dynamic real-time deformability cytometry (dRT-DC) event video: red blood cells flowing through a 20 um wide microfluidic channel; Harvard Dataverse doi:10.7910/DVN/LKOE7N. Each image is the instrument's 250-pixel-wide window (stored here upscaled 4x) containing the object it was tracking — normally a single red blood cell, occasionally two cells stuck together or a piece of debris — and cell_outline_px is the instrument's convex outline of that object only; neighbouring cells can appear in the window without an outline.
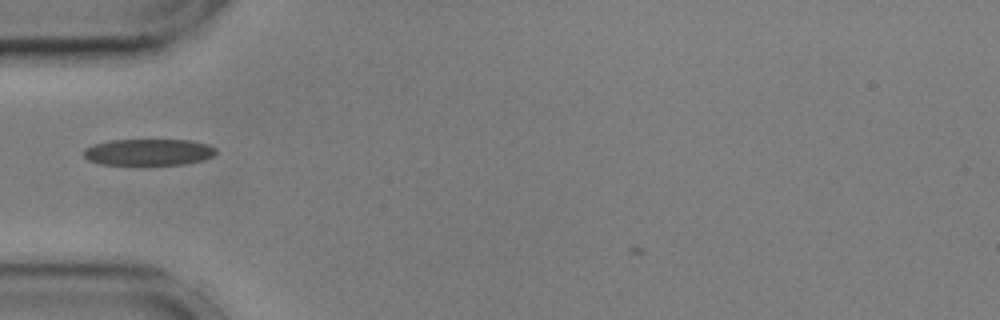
{"species": "common noctule bat (a hibernating species)", "species_latin": "Nyctalus noctula", "temperature_condition": "cold", "stored_images_in_passage": 37, "camera_frame_rate_fps": 3000, "um_per_image_px": 0.085, "animal": {"sex": "male", "body_mass_g": 17.9, "forearm_length_mm": 54.2}, "frame": {"image": 1, "passage_image": 5, "time_ms": 1.333, "image_size_px": [1000, 320], "cell_outline_px": [[216, 152], [212, 156], [204, 160], [184, 164], [100, 164], [88, 160], [84, 156], [84, 148], [92, 144], [112, 140], [188, 140], [208, 144], [216, 148]], "centroid_in_image_um": [12.62, 12.92], "position_along_channel_um": 72.4, "area_um2": 20.35}}
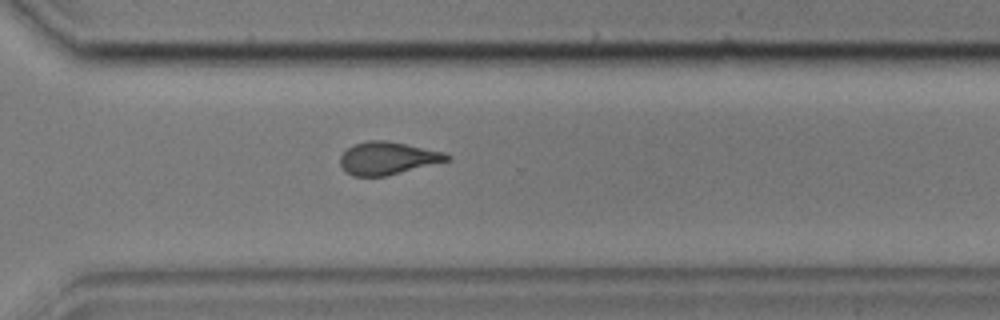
{"frame": {"image": 2, "passage_image": 27, "time_ms": 8.667, "image_size_px": [1000, 320], "cell_outline_px": [[452, 160], [384, 176], [352, 176], [340, 164], [340, 156], [352, 144], [368, 140], [384, 140], [408, 144], [444, 152], [452, 156]], "centroid_in_image_um": [32.98, 13.43], "position_along_channel_um": 337.6, "area_um2": 20.35}}
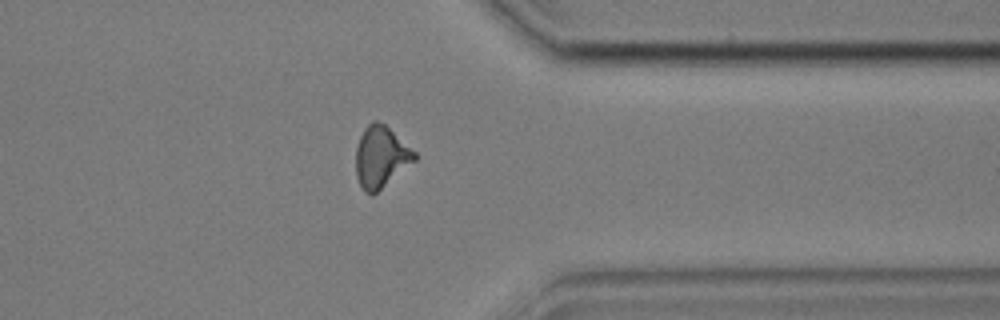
{"frame": {"image": 3, "passage_image": 31, "time_ms": 10.0, "image_size_px": [1000, 320], "cell_outline_px": [[416, 160], [372, 196], [364, 192], [356, 176], [356, 148], [360, 136], [364, 128], [372, 120], [376, 120], [384, 124], [416, 152]], "centroid_in_image_um": [32.36, 13.34], "position_along_channel_um": 379.0, "area_um2": 20.92}}